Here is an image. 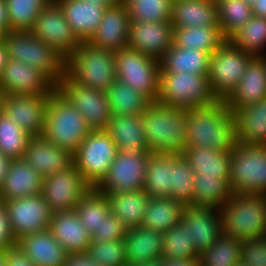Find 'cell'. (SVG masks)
Segmentation results:
<instances>
[{
    "instance_id": "6da1fadb",
    "label": "cell",
    "mask_w": 266,
    "mask_h": 266,
    "mask_svg": "<svg viewBox=\"0 0 266 266\" xmlns=\"http://www.w3.org/2000/svg\"><path fill=\"white\" fill-rule=\"evenodd\" d=\"M186 148L232 151L237 143L234 114L224 100L188 109Z\"/></svg>"
},
{
    "instance_id": "7a4b0ae2",
    "label": "cell",
    "mask_w": 266,
    "mask_h": 266,
    "mask_svg": "<svg viewBox=\"0 0 266 266\" xmlns=\"http://www.w3.org/2000/svg\"><path fill=\"white\" fill-rule=\"evenodd\" d=\"M148 151L183 154L186 149L188 111L151 102L141 114Z\"/></svg>"
},
{
    "instance_id": "3957f363",
    "label": "cell",
    "mask_w": 266,
    "mask_h": 266,
    "mask_svg": "<svg viewBox=\"0 0 266 266\" xmlns=\"http://www.w3.org/2000/svg\"><path fill=\"white\" fill-rule=\"evenodd\" d=\"M65 76L81 86L106 92L117 80L114 52L81 41L65 59Z\"/></svg>"
},
{
    "instance_id": "277c9868",
    "label": "cell",
    "mask_w": 266,
    "mask_h": 266,
    "mask_svg": "<svg viewBox=\"0 0 266 266\" xmlns=\"http://www.w3.org/2000/svg\"><path fill=\"white\" fill-rule=\"evenodd\" d=\"M90 131L81 113L55 89L47 102L41 136L73 154Z\"/></svg>"
},
{
    "instance_id": "5b68a950",
    "label": "cell",
    "mask_w": 266,
    "mask_h": 266,
    "mask_svg": "<svg viewBox=\"0 0 266 266\" xmlns=\"http://www.w3.org/2000/svg\"><path fill=\"white\" fill-rule=\"evenodd\" d=\"M219 212L226 236L241 241L266 237V195L232 194Z\"/></svg>"
},
{
    "instance_id": "8992f818",
    "label": "cell",
    "mask_w": 266,
    "mask_h": 266,
    "mask_svg": "<svg viewBox=\"0 0 266 266\" xmlns=\"http://www.w3.org/2000/svg\"><path fill=\"white\" fill-rule=\"evenodd\" d=\"M9 59L21 61L43 73L55 86L65 75V58L31 31H9L4 36Z\"/></svg>"
},
{
    "instance_id": "52a82bcc",
    "label": "cell",
    "mask_w": 266,
    "mask_h": 266,
    "mask_svg": "<svg viewBox=\"0 0 266 266\" xmlns=\"http://www.w3.org/2000/svg\"><path fill=\"white\" fill-rule=\"evenodd\" d=\"M207 75L159 72L157 102L185 110L216 103L219 100L211 90Z\"/></svg>"
},
{
    "instance_id": "ba28073f",
    "label": "cell",
    "mask_w": 266,
    "mask_h": 266,
    "mask_svg": "<svg viewBox=\"0 0 266 266\" xmlns=\"http://www.w3.org/2000/svg\"><path fill=\"white\" fill-rule=\"evenodd\" d=\"M229 185L233 194L266 195V145H234Z\"/></svg>"
},
{
    "instance_id": "9c48e42d",
    "label": "cell",
    "mask_w": 266,
    "mask_h": 266,
    "mask_svg": "<svg viewBox=\"0 0 266 266\" xmlns=\"http://www.w3.org/2000/svg\"><path fill=\"white\" fill-rule=\"evenodd\" d=\"M117 80L156 102L159 92L160 61L128 46L114 52Z\"/></svg>"
},
{
    "instance_id": "30bf717a",
    "label": "cell",
    "mask_w": 266,
    "mask_h": 266,
    "mask_svg": "<svg viewBox=\"0 0 266 266\" xmlns=\"http://www.w3.org/2000/svg\"><path fill=\"white\" fill-rule=\"evenodd\" d=\"M118 148L106 130H91L73 153V164L96 187L108 172Z\"/></svg>"
},
{
    "instance_id": "8fae6325",
    "label": "cell",
    "mask_w": 266,
    "mask_h": 266,
    "mask_svg": "<svg viewBox=\"0 0 266 266\" xmlns=\"http://www.w3.org/2000/svg\"><path fill=\"white\" fill-rule=\"evenodd\" d=\"M252 58L230 40H226L214 51L210 56L207 76L218 100H225L237 87Z\"/></svg>"
},
{
    "instance_id": "7c38bea8",
    "label": "cell",
    "mask_w": 266,
    "mask_h": 266,
    "mask_svg": "<svg viewBox=\"0 0 266 266\" xmlns=\"http://www.w3.org/2000/svg\"><path fill=\"white\" fill-rule=\"evenodd\" d=\"M150 154L149 151L133 153L118 151L107 174L95 188L102 193L144 189Z\"/></svg>"
},
{
    "instance_id": "4fadbf2b",
    "label": "cell",
    "mask_w": 266,
    "mask_h": 266,
    "mask_svg": "<svg viewBox=\"0 0 266 266\" xmlns=\"http://www.w3.org/2000/svg\"><path fill=\"white\" fill-rule=\"evenodd\" d=\"M92 187L74 164L43 178L41 195L52 212L73 211Z\"/></svg>"
},
{
    "instance_id": "5bb4252c",
    "label": "cell",
    "mask_w": 266,
    "mask_h": 266,
    "mask_svg": "<svg viewBox=\"0 0 266 266\" xmlns=\"http://www.w3.org/2000/svg\"><path fill=\"white\" fill-rule=\"evenodd\" d=\"M56 89L81 113L91 130H106L112 116L105 92L60 79Z\"/></svg>"
},
{
    "instance_id": "9a60e30c",
    "label": "cell",
    "mask_w": 266,
    "mask_h": 266,
    "mask_svg": "<svg viewBox=\"0 0 266 266\" xmlns=\"http://www.w3.org/2000/svg\"><path fill=\"white\" fill-rule=\"evenodd\" d=\"M30 31L65 59L81 44L55 0L44 7Z\"/></svg>"
},
{
    "instance_id": "2e32d148",
    "label": "cell",
    "mask_w": 266,
    "mask_h": 266,
    "mask_svg": "<svg viewBox=\"0 0 266 266\" xmlns=\"http://www.w3.org/2000/svg\"><path fill=\"white\" fill-rule=\"evenodd\" d=\"M4 203L9 227L16 241L28 234L49 229L53 212L41 193Z\"/></svg>"
},
{
    "instance_id": "e0dca14e",
    "label": "cell",
    "mask_w": 266,
    "mask_h": 266,
    "mask_svg": "<svg viewBox=\"0 0 266 266\" xmlns=\"http://www.w3.org/2000/svg\"><path fill=\"white\" fill-rule=\"evenodd\" d=\"M4 95L51 94L56 86L40 71L24 62L9 59L0 74Z\"/></svg>"
},
{
    "instance_id": "ac0fdd59",
    "label": "cell",
    "mask_w": 266,
    "mask_h": 266,
    "mask_svg": "<svg viewBox=\"0 0 266 266\" xmlns=\"http://www.w3.org/2000/svg\"><path fill=\"white\" fill-rule=\"evenodd\" d=\"M50 95H4L2 111L30 137H40L44 130L45 112Z\"/></svg>"
},
{
    "instance_id": "d6986e66",
    "label": "cell",
    "mask_w": 266,
    "mask_h": 266,
    "mask_svg": "<svg viewBox=\"0 0 266 266\" xmlns=\"http://www.w3.org/2000/svg\"><path fill=\"white\" fill-rule=\"evenodd\" d=\"M173 45L171 22L130 21L127 46L156 60Z\"/></svg>"
},
{
    "instance_id": "ffe728a7",
    "label": "cell",
    "mask_w": 266,
    "mask_h": 266,
    "mask_svg": "<svg viewBox=\"0 0 266 266\" xmlns=\"http://www.w3.org/2000/svg\"><path fill=\"white\" fill-rule=\"evenodd\" d=\"M181 223L188 228L189 240L195 245L199 255L209 249L222 234L218 208L186 206Z\"/></svg>"
},
{
    "instance_id": "44dd1931",
    "label": "cell",
    "mask_w": 266,
    "mask_h": 266,
    "mask_svg": "<svg viewBox=\"0 0 266 266\" xmlns=\"http://www.w3.org/2000/svg\"><path fill=\"white\" fill-rule=\"evenodd\" d=\"M41 177H48L64 170L73 164V154L44 137H31L23 158Z\"/></svg>"
},
{
    "instance_id": "7402d4cb",
    "label": "cell",
    "mask_w": 266,
    "mask_h": 266,
    "mask_svg": "<svg viewBox=\"0 0 266 266\" xmlns=\"http://www.w3.org/2000/svg\"><path fill=\"white\" fill-rule=\"evenodd\" d=\"M266 98V58L253 57L237 87L224 100L231 111L255 104Z\"/></svg>"
},
{
    "instance_id": "603a6c76",
    "label": "cell",
    "mask_w": 266,
    "mask_h": 266,
    "mask_svg": "<svg viewBox=\"0 0 266 266\" xmlns=\"http://www.w3.org/2000/svg\"><path fill=\"white\" fill-rule=\"evenodd\" d=\"M130 18L125 5L106 8L95 34L89 42L101 49L117 52L128 43Z\"/></svg>"
},
{
    "instance_id": "cb8c5ba5",
    "label": "cell",
    "mask_w": 266,
    "mask_h": 266,
    "mask_svg": "<svg viewBox=\"0 0 266 266\" xmlns=\"http://www.w3.org/2000/svg\"><path fill=\"white\" fill-rule=\"evenodd\" d=\"M43 177L28 163L21 159L10 160L7 172L0 186V200L37 195L42 192Z\"/></svg>"
},
{
    "instance_id": "d4e9b609",
    "label": "cell",
    "mask_w": 266,
    "mask_h": 266,
    "mask_svg": "<svg viewBox=\"0 0 266 266\" xmlns=\"http://www.w3.org/2000/svg\"><path fill=\"white\" fill-rule=\"evenodd\" d=\"M49 230L68 254H86L91 235L82 227L76 210L53 212Z\"/></svg>"
},
{
    "instance_id": "484cf974",
    "label": "cell",
    "mask_w": 266,
    "mask_h": 266,
    "mask_svg": "<svg viewBox=\"0 0 266 266\" xmlns=\"http://www.w3.org/2000/svg\"><path fill=\"white\" fill-rule=\"evenodd\" d=\"M106 131L118 151L126 153L148 151L142 115H112Z\"/></svg>"
},
{
    "instance_id": "4316f807",
    "label": "cell",
    "mask_w": 266,
    "mask_h": 266,
    "mask_svg": "<svg viewBox=\"0 0 266 266\" xmlns=\"http://www.w3.org/2000/svg\"><path fill=\"white\" fill-rule=\"evenodd\" d=\"M36 266H64L68 253L49 229L34 232L16 241Z\"/></svg>"
},
{
    "instance_id": "83f0119b",
    "label": "cell",
    "mask_w": 266,
    "mask_h": 266,
    "mask_svg": "<svg viewBox=\"0 0 266 266\" xmlns=\"http://www.w3.org/2000/svg\"><path fill=\"white\" fill-rule=\"evenodd\" d=\"M80 41H89L98 29L105 7L84 0H55Z\"/></svg>"
},
{
    "instance_id": "f1b7e54d",
    "label": "cell",
    "mask_w": 266,
    "mask_h": 266,
    "mask_svg": "<svg viewBox=\"0 0 266 266\" xmlns=\"http://www.w3.org/2000/svg\"><path fill=\"white\" fill-rule=\"evenodd\" d=\"M172 27L219 26L216 0H175Z\"/></svg>"
},
{
    "instance_id": "f546056e",
    "label": "cell",
    "mask_w": 266,
    "mask_h": 266,
    "mask_svg": "<svg viewBox=\"0 0 266 266\" xmlns=\"http://www.w3.org/2000/svg\"><path fill=\"white\" fill-rule=\"evenodd\" d=\"M233 114L237 143L266 145V98Z\"/></svg>"
},
{
    "instance_id": "4dcf8cb0",
    "label": "cell",
    "mask_w": 266,
    "mask_h": 266,
    "mask_svg": "<svg viewBox=\"0 0 266 266\" xmlns=\"http://www.w3.org/2000/svg\"><path fill=\"white\" fill-rule=\"evenodd\" d=\"M127 265L163 257L162 233L136 227L128 229L125 238Z\"/></svg>"
},
{
    "instance_id": "1f68e13d",
    "label": "cell",
    "mask_w": 266,
    "mask_h": 266,
    "mask_svg": "<svg viewBox=\"0 0 266 266\" xmlns=\"http://www.w3.org/2000/svg\"><path fill=\"white\" fill-rule=\"evenodd\" d=\"M104 194L111 213L118 217L128 229L141 227L150 198L144 189Z\"/></svg>"
},
{
    "instance_id": "d6a6232c",
    "label": "cell",
    "mask_w": 266,
    "mask_h": 266,
    "mask_svg": "<svg viewBox=\"0 0 266 266\" xmlns=\"http://www.w3.org/2000/svg\"><path fill=\"white\" fill-rule=\"evenodd\" d=\"M210 56V53L172 45L159 60V72L208 74Z\"/></svg>"
},
{
    "instance_id": "836d02e7",
    "label": "cell",
    "mask_w": 266,
    "mask_h": 266,
    "mask_svg": "<svg viewBox=\"0 0 266 266\" xmlns=\"http://www.w3.org/2000/svg\"><path fill=\"white\" fill-rule=\"evenodd\" d=\"M185 207L171 197H150L141 227L163 234L181 222Z\"/></svg>"
},
{
    "instance_id": "e575fe53",
    "label": "cell",
    "mask_w": 266,
    "mask_h": 266,
    "mask_svg": "<svg viewBox=\"0 0 266 266\" xmlns=\"http://www.w3.org/2000/svg\"><path fill=\"white\" fill-rule=\"evenodd\" d=\"M174 154L151 153L146 168L144 191L153 198H173L172 164Z\"/></svg>"
},
{
    "instance_id": "d590c367",
    "label": "cell",
    "mask_w": 266,
    "mask_h": 266,
    "mask_svg": "<svg viewBox=\"0 0 266 266\" xmlns=\"http://www.w3.org/2000/svg\"><path fill=\"white\" fill-rule=\"evenodd\" d=\"M227 39L219 26L173 27V45L214 53Z\"/></svg>"
},
{
    "instance_id": "8d00e7d4",
    "label": "cell",
    "mask_w": 266,
    "mask_h": 266,
    "mask_svg": "<svg viewBox=\"0 0 266 266\" xmlns=\"http://www.w3.org/2000/svg\"><path fill=\"white\" fill-rule=\"evenodd\" d=\"M229 178L196 175L192 202L189 206L221 209L233 194L229 185Z\"/></svg>"
},
{
    "instance_id": "74e56055",
    "label": "cell",
    "mask_w": 266,
    "mask_h": 266,
    "mask_svg": "<svg viewBox=\"0 0 266 266\" xmlns=\"http://www.w3.org/2000/svg\"><path fill=\"white\" fill-rule=\"evenodd\" d=\"M189 160L195 175L203 177H230L231 151L195 147L186 148L184 153Z\"/></svg>"
},
{
    "instance_id": "f35d334b",
    "label": "cell",
    "mask_w": 266,
    "mask_h": 266,
    "mask_svg": "<svg viewBox=\"0 0 266 266\" xmlns=\"http://www.w3.org/2000/svg\"><path fill=\"white\" fill-rule=\"evenodd\" d=\"M112 115H141L151 103L144 95L116 80L105 92Z\"/></svg>"
},
{
    "instance_id": "ab89813d",
    "label": "cell",
    "mask_w": 266,
    "mask_h": 266,
    "mask_svg": "<svg viewBox=\"0 0 266 266\" xmlns=\"http://www.w3.org/2000/svg\"><path fill=\"white\" fill-rule=\"evenodd\" d=\"M75 210L82 227L90 235L100 228L104 217L111 214L110 205L105 194L94 187L80 199Z\"/></svg>"
},
{
    "instance_id": "60d3db41",
    "label": "cell",
    "mask_w": 266,
    "mask_h": 266,
    "mask_svg": "<svg viewBox=\"0 0 266 266\" xmlns=\"http://www.w3.org/2000/svg\"><path fill=\"white\" fill-rule=\"evenodd\" d=\"M219 27L229 40L252 17V7L243 0H216Z\"/></svg>"
},
{
    "instance_id": "b9f144b4",
    "label": "cell",
    "mask_w": 266,
    "mask_h": 266,
    "mask_svg": "<svg viewBox=\"0 0 266 266\" xmlns=\"http://www.w3.org/2000/svg\"><path fill=\"white\" fill-rule=\"evenodd\" d=\"M30 136L8 115L0 111V152L12 159L23 158Z\"/></svg>"
},
{
    "instance_id": "7bdbcfd3",
    "label": "cell",
    "mask_w": 266,
    "mask_h": 266,
    "mask_svg": "<svg viewBox=\"0 0 266 266\" xmlns=\"http://www.w3.org/2000/svg\"><path fill=\"white\" fill-rule=\"evenodd\" d=\"M130 21L170 22L172 0H121Z\"/></svg>"
},
{
    "instance_id": "ee69618b",
    "label": "cell",
    "mask_w": 266,
    "mask_h": 266,
    "mask_svg": "<svg viewBox=\"0 0 266 266\" xmlns=\"http://www.w3.org/2000/svg\"><path fill=\"white\" fill-rule=\"evenodd\" d=\"M229 40L252 57H262L261 50L266 44V18L253 15Z\"/></svg>"
},
{
    "instance_id": "f6af8a7d",
    "label": "cell",
    "mask_w": 266,
    "mask_h": 266,
    "mask_svg": "<svg viewBox=\"0 0 266 266\" xmlns=\"http://www.w3.org/2000/svg\"><path fill=\"white\" fill-rule=\"evenodd\" d=\"M241 240L221 234L216 241L200 254V266H233L240 261Z\"/></svg>"
},
{
    "instance_id": "bcb514c9",
    "label": "cell",
    "mask_w": 266,
    "mask_h": 266,
    "mask_svg": "<svg viewBox=\"0 0 266 266\" xmlns=\"http://www.w3.org/2000/svg\"><path fill=\"white\" fill-rule=\"evenodd\" d=\"M51 0H6L11 31H30Z\"/></svg>"
},
{
    "instance_id": "7dc6e473",
    "label": "cell",
    "mask_w": 266,
    "mask_h": 266,
    "mask_svg": "<svg viewBox=\"0 0 266 266\" xmlns=\"http://www.w3.org/2000/svg\"><path fill=\"white\" fill-rule=\"evenodd\" d=\"M195 176V172L184 154L173 155L172 186L174 200L180 201L185 206L191 204Z\"/></svg>"
},
{
    "instance_id": "c3c4849f",
    "label": "cell",
    "mask_w": 266,
    "mask_h": 266,
    "mask_svg": "<svg viewBox=\"0 0 266 266\" xmlns=\"http://www.w3.org/2000/svg\"><path fill=\"white\" fill-rule=\"evenodd\" d=\"M162 238V258H200L195 245L189 240L188 228L181 222L163 233Z\"/></svg>"
},
{
    "instance_id": "681fc988",
    "label": "cell",
    "mask_w": 266,
    "mask_h": 266,
    "mask_svg": "<svg viewBox=\"0 0 266 266\" xmlns=\"http://www.w3.org/2000/svg\"><path fill=\"white\" fill-rule=\"evenodd\" d=\"M99 266H128L124 239L117 241H91L86 253Z\"/></svg>"
},
{
    "instance_id": "f907efd6",
    "label": "cell",
    "mask_w": 266,
    "mask_h": 266,
    "mask_svg": "<svg viewBox=\"0 0 266 266\" xmlns=\"http://www.w3.org/2000/svg\"><path fill=\"white\" fill-rule=\"evenodd\" d=\"M240 261L247 266H266V237L243 240Z\"/></svg>"
},
{
    "instance_id": "816d5d0a",
    "label": "cell",
    "mask_w": 266,
    "mask_h": 266,
    "mask_svg": "<svg viewBox=\"0 0 266 266\" xmlns=\"http://www.w3.org/2000/svg\"><path fill=\"white\" fill-rule=\"evenodd\" d=\"M128 231L126 225L112 213L104 217V221L99 229L91 235V241L105 242L117 241L125 238Z\"/></svg>"
},
{
    "instance_id": "f5cc1de1",
    "label": "cell",
    "mask_w": 266,
    "mask_h": 266,
    "mask_svg": "<svg viewBox=\"0 0 266 266\" xmlns=\"http://www.w3.org/2000/svg\"><path fill=\"white\" fill-rule=\"evenodd\" d=\"M14 239L7 215V210L4 201L0 200V252L5 251L9 246L14 244Z\"/></svg>"
},
{
    "instance_id": "db71d44e",
    "label": "cell",
    "mask_w": 266,
    "mask_h": 266,
    "mask_svg": "<svg viewBox=\"0 0 266 266\" xmlns=\"http://www.w3.org/2000/svg\"><path fill=\"white\" fill-rule=\"evenodd\" d=\"M5 256L7 266H36L17 242L5 250Z\"/></svg>"
},
{
    "instance_id": "11a10c76",
    "label": "cell",
    "mask_w": 266,
    "mask_h": 266,
    "mask_svg": "<svg viewBox=\"0 0 266 266\" xmlns=\"http://www.w3.org/2000/svg\"><path fill=\"white\" fill-rule=\"evenodd\" d=\"M64 266H99L87 254H68Z\"/></svg>"
},
{
    "instance_id": "9f6ffc18",
    "label": "cell",
    "mask_w": 266,
    "mask_h": 266,
    "mask_svg": "<svg viewBox=\"0 0 266 266\" xmlns=\"http://www.w3.org/2000/svg\"><path fill=\"white\" fill-rule=\"evenodd\" d=\"M162 266H200V258H162Z\"/></svg>"
},
{
    "instance_id": "6f0895ef",
    "label": "cell",
    "mask_w": 266,
    "mask_h": 266,
    "mask_svg": "<svg viewBox=\"0 0 266 266\" xmlns=\"http://www.w3.org/2000/svg\"><path fill=\"white\" fill-rule=\"evenodd\" d=\"M11 31L6 0H0V36Z\"/></svg>"
},
{
    "instance_id": "680465c9",
    "label": "cell",
    "mask_w": 266,
    "mask_h": 266,
    "mask_svg": "<svg viewBox=\"0 0 266 266\" xmlns=\"http://www.w3.org/2000/svg\"><path fill=\"white\" fill-rule=\"evenodd\" d=\"M251 7L254 16L266 18V0H256Z\"/></svg>"
},
{
    "instance_id": "91938a15",
    "label": "cell",
    "mask_w": 266,
    "mask_h": 266,
    "mask_svg": "<svg viewBox=\"0 0 266 266\" xmlns=\"http://www.w3.org/2000/svg\"><path fill=\"white\" fill-rule=\"evenodd\" d=\"M9 60V55L7 53V47L3 36H0V74L3 68L6 66Z\"/></svg>"
},
{
    "instance_id": "94428289",
    "label": "cell",
    "mask_w": 266,
    "mask_h": 266,
    "mask_svg": "<svg viewBox=\"0 0 266 266\" xmlns=\"http://www.w3.org/2000/svg\"><path fill=\"white\" fill-rule=\"evenodd\" d=\"M9 162L10 159L0 152V186L2 185L3 178L5 177V174L7 172Z\"/></svg>"
},
{
    "instance_id": "6125c7cd",
    "label": "cell",
    "mask_w": 266,
    "mask_h": 266,
    "mask_svg": "<svg viewBox=\"0 0 266 266\" xmlns=\"http://www.w3.org/2000/svg\"><path fill=\"white\" fill-rule=\"evenodd\" d=\"M84 1H88L90 3L96 4L98 6H102L105 8L116 6L121 2V0H84Z\"/></svg>"
},
{
    "instance_id": "be15d7a7",
    "label": "cell",
    "mask_w": 266,
    "mask_h": 266,
    "mask_svg": "<svg viewBox=\"0 0 266 266\" xmlns=\"http://www.w3.org/2000/svg\"><path fill=\"white\" fill-rule=\"evenodd\" d=\"M130 266H162V258L154 259L151 261H146L142 263H136Z\"/></svg>"
},
{
    "instance_id": "e7e4bbea",
    "label": "cell",
    "mask_w": 266,
    "mask_h": 266,
    "mask_svg": "<svg viewBox=\"0 0 266 266\" xmlns=\"http://www.w3.org/2000/svg\"><path fill=\"white\" fill-rule=\"evenodd\" d=\"M0 266H7L5 251L0 252Z\"/></svg>"
},
{
    "instance_id": "03108f58",
    "label": "cell",
    "mask_w": 266,
    "mask_h": 266,
    "mask_svg": "<svg viewBox=\"0 0 266 266\" xmlns=\"http://www.w3.org/2000/svg\"><path fill=\"white\" fill-rule=\"evenodd\" d=\"M3 98H4V93H3L2 89L0 88V111L2 110Z\"/></svg>"
},
{
    "instance_id": "003e7915",
    "label": "cell",
    "mask_w": 266,
    "mask_h": 266,
    "mask_svg": "<svg viewBox=\"0 0 266 266\" xmlns=\"http://www.w3.org/2000/svg\"><path fill=\"white\" fill-rule=\"evenodd\" d=\"M233 266H247L244 263H242L241 261L236 262Z\"/></svg>"
},
{
    "instance_id": "a7ac6f4b",
    "label": "cell",
    "mask_w": 266,
    "mask_h": 266,
    "mask_svg": "<svg viewBox=\"0 0 266 266\" xmlns=\"http://www.w3.org/2000/svg\"><path fill=\"white\" fill-rule=\"evenodd\" d=\"M243 1H245L249 5H252L256 0H243Z\"/></svg>"
}]
</instances>
